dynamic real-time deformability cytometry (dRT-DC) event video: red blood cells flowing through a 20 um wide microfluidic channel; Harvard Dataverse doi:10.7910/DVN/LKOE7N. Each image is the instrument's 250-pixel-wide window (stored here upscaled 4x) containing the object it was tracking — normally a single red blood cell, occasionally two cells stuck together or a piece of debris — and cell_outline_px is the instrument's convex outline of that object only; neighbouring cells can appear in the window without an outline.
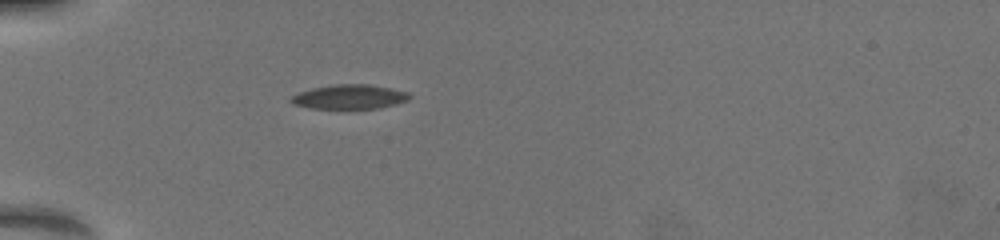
{"species": "common noctule bat (a hibernating species)", "species_latin": "Nyctalus noctula", "temperature_condition": "warm", "stored_images_in_passage": 33, "camera_frame_rate_fps": 3000, "um_per_image_px": 0.085, "animal": {"sex": "female", "body_mass_g": 19.5, "forearm_length_mm": 54.1}, "frame": {"image": 1, "passage_image": 1, "time_ms": 0.0, "image_size_px": [1000, 240], "cell_outline_px": [[412, 96], [408, 100], [396, 104], [376, 108], [308, 108], [292, 104], [288, 100], [292, 96], [300, 92], [312, 88], [332, 84], [368, 84], [408, 92]], "centroid_in_image_um": [29.68, 8.22], "position_along_channel_um": 55.3, "area_um2": 16.76}}
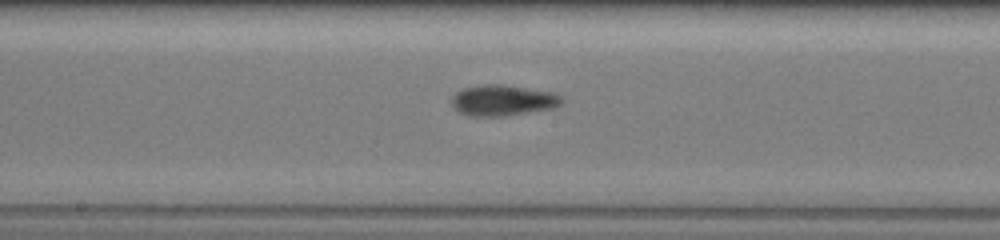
{"frame": {"image": 2, "passage_image": 13, "time_ms": 4.333, "image_size_px": [1000, 240], "cell_outline_px": [[564, 100], [560, 104], [552, 108], [504, 116], [472, 116], [460, 112], [452, 104], [452, 96], [456, 92], [464, 88], [484, 84], [504, 84], [552, 92], [564, 96]], "centroid_in_image_um": [42.77, 8.51], "position_along_channel_um": 205.4, "area_um2": 19.71}}
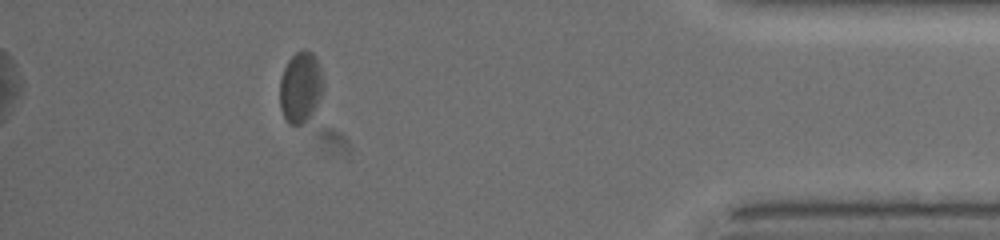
{"frame": {"image": 3, "passage_image": 29, "time_ms": 10.667, "image_size_px": [1000, 240], "cell_outline_px": [[324, 92], [316, 108], [300, 124], [288, 124], [280, 108], [280, 80], [284, 68], [288, 60], [296, 52], [312, 52], [316, 60], [320, 72], [324, 88]], "centroid_in_image_um": [25.53, 7.44], "position_along_channel_um": 409.7, "area_um2": 17.57}, "authors_computed_cell_mechanics": {"area_um2": 18.207, "velocity_mm_per_s": 3.8635, "shape_relaxation_time_tau1_ms": 3.0284, "shape_relaxation_time_tau2_ms": 3.2307, "deformation_change_tau1": 0.1042, "deformation_change_tau2": 0.0797}}